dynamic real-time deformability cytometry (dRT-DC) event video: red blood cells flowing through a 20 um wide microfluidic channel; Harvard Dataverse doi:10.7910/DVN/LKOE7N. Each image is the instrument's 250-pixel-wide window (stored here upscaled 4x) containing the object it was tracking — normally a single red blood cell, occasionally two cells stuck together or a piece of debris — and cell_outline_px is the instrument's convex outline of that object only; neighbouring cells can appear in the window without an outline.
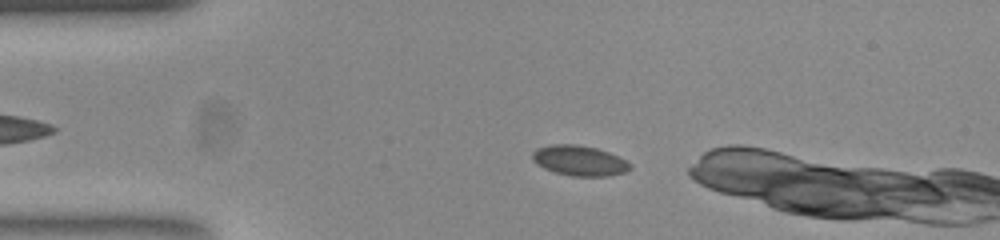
{"species": "common noctule bat (a hibernating species)", "species_latin": "Nyctalus noctula", "temperature_condition": "room temperature", "stored_images_in_passage": 47, "camera_frame_rate_fps": 3000, "um_per_image_px": 0.085, "animal": {"sex": "female", "body_mass_g": 23.0, "forearm_length_mm": 53.4}, "frame": {"image": 1, "passage_image": 4, "time_ms": 1.0, "image_size_px": [1000, 240], "cell_outline_px": [[632, 168], [624, 172], [608, 176], [572, 176], [556, 172], [544, 168], [536, 164], [532, 160], [532, 152], [536, 148], [552, 144], [576, 144], [596, 148], [608, 152], [632, 164]], "centroid_in_image_um": [49.22, 13.65], "position_along_channel_um": 35.8, "area_um2": 17.17}}
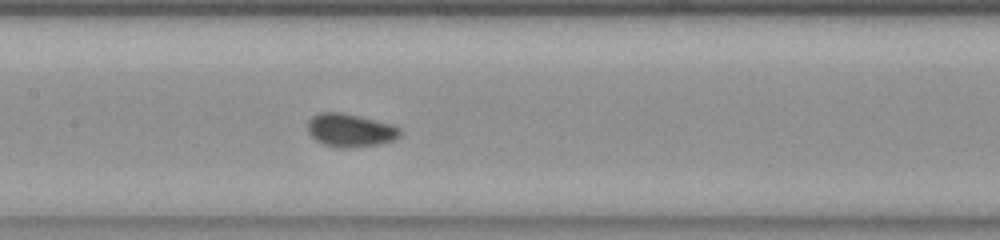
{"frame": {"image": 2, "passage_image": 18, "time_ms": 5.667, "image_size_px": [1000, 240], "cell_outline_px": [[404, 132], [400, 136], [392, 140], [376, 144], [324, 144], [316, 140], [308, 132], [308, 120], [312, 116], [320, 112], [344, 112], [392, 124], [400, 128]], "centroid_in_image_um": [29.79, 10.99], "position_along_channel_um": 177.6, "area_um2": 17.05}}
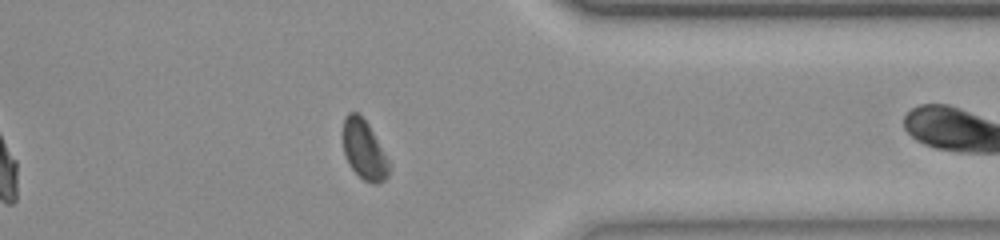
{"frame": {"image": 3, "passage_image": 35, "time_ms": 11.333, "image_size_px": [1000, 240], "cell_outline_px": [[388, 176], [384, 180], [376, 184], [372, 184], [364, 180], [352, 168], [344, 152], [344, 116], [348, 112], [356, 112], [368, 124], [388, 160]], "centroid_in_image_um": [30.94, 12.74], "position_along_channel_um": 380.5, "area_um2": 15.32}, "authors_computed_cell_mechanics": {"area_um2": 16.8198, "velocity_mm_per_s": 3.7796, "shape_relaxation_time_tau1_ms": 2.3592, "shape_relaxation_time_tau2_ms": 2.0893, "deformation_change_tau1": 0.0617, "deformation_change_tau2": 0.0418}}